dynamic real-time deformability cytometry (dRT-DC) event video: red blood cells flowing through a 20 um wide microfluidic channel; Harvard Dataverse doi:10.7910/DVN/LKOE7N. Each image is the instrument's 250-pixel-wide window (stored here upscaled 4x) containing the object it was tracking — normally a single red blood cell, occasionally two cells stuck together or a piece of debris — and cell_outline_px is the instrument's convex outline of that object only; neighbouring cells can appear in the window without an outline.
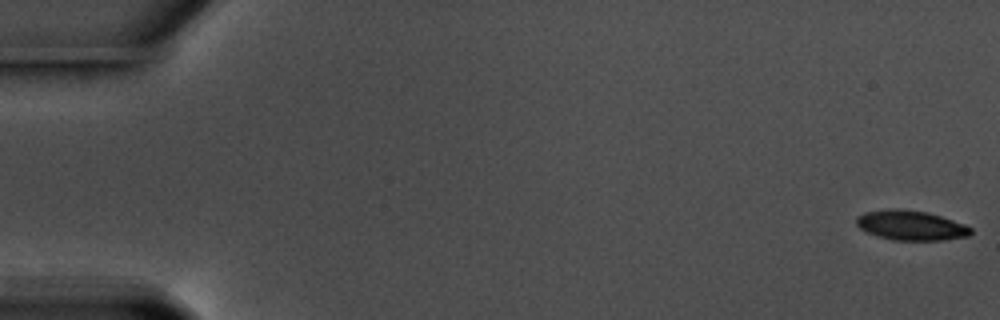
{"species": "common noctule bat (a hibernating species)", "species_latin": "Nyctalus noctula", "temperature_condition": "warm", "stored_images_in_passage": 58, "camera_frame_rate_fps": 3000, "um_per_image_px": 0.085, "animal": {"sex": "male", "body_mass_g": 17.5, "forearm_length_mm": 52.3}, "frame": {"image": 1, "passage_image": 1, "time_ms": 0.0, "image_size_px": [1000, 320], "cell_outline_px": [[972, 232], [968, 236], [944, 240], [892, 240], [876, 236], [864, 232], [856, 224], [856, 216], [864, 212], [888, 208], [896, 208], [928, 212], [964, 224], [972, 228]], "centroid_in_image_um": [77.38, 19.15], "position_along_channel_um": 7.6, "area_um2": 20.06}}
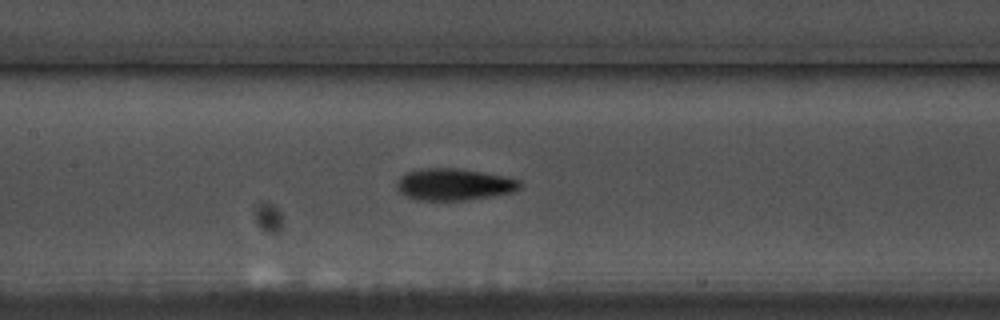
{"frame": {"image": 2, "passage_image": 28, "time_ms": 9.0, "image_size_px": [1000, 320], "cell_outline_px": [[520, 188], [516, 192], [492, 196], [464, 200], [420, 200], [408, 196], [400, 192], [396, 188], [396, 184], [400, 176], [408, 172], [424, 168], [456, 168], [508, 176], [520, 180]], "centroid_in_image_um": [38.63, 15.67], "position_along_channel_um": 168.8, "area_um2": 22.83}}
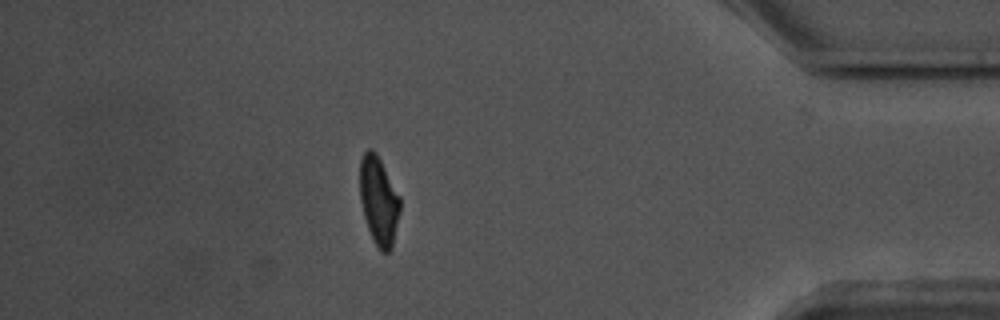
{"frame": {"image": 3, "passage_image": 51, "time_ms": 16.667, "image_size_px": [1000, 320], "cell_outline_px": [[400, 212], [392, 248], [388, 252], [380, 252], [372, 240], [364, 216], [360, 200], [360, 160], [364, 152], [368, 148], [372, 148], [376, 152], [400, 196]], "centroid_in_image_um": [32.19, 17.07], "position_along_channel_um": 403.0, "area_um2": 20.87}, "authors_computed_cell_mechanics": {"area_um2": 21.0681, "velocity_mm_per_s": 3.5753, "shape_relaxation_time_tau1_ms": 3.6778, "shape_relaxation_time_tau2_ms": 2.6419, "deformation_change_tau1": 0.1517, "deformation_change_tau2": 0.0941}}